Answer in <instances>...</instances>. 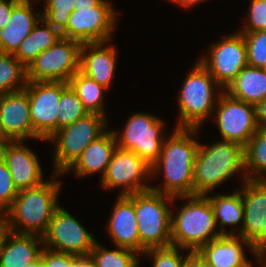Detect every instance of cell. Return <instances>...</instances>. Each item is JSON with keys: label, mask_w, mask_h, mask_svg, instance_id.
Returning <instances> with one entry per match:
<instances>
[{"label": "cell", "mask_w": 266, "mask_h": 267, "mask_svg": "<svg viewBox=\"0 0 266 267\" xmlns=\"http://www.w3.org/2000/svg\"><path fill=\"white\" fill-rule=\"evenodd\" d=\"M248 6V13L245 18L247 25L241 27L239 32L266 31V0H250Z\"/></svg>", "instance_id": "cell-36"}, {"label": "cell", "mask_w": 266, "mask_h": 267, "mask_svg": "<svg viewBox=\"0 0 266 267\" xmlns=\"http://www.w3.org/2000/svg\"><path fill=\"white\" fill-rule=\"evenodd\" d=\"M43 267H73V255L43 248Z\"/></svg>", "instance_id": "cell-38"}, {"label": "cell", "mask_w": 266, "mask_h": 267, "mask_svg": "<svg viewBox=\"0 0 266 267\" xmlns=\"http://www.w3.org/2000/svg\"><path fill=\"white\" fill-rule=\"evenodd\" d=\"M209 48L208 56L202 55L198 61L225 90L242 69L248 65L245 39L242 33L236 31L221 41L212 43Z\"/></svg>", "instance_id": "cell-12"}, {"label": "cell", "mask_w": 266, "mask_h": 267, "mask_svg": "<svg viewBox=\"0 0 266 267\" xmlns=\"http://www.w3.org/2000/svg\"><path fill=\"white\" fill-rule=\"evenodd\" d=\"M3 160L18 191L37 187L45 182L37 154L25 146L23 140L5 141Z\"/></svg>", "instance_id": "cell-18"}, {"label": "cell", "mask_w": 266, "mask_h": 267, "mask_svg": "<svg viewBox=\"0 0 266 267\" xmlns=\"http://www.w3.org/2000/svg\"><path fill=\"white\" fill-rule=\"evenodd\" d=\"M107 117L88 113L71 125L56 131L47 141L55 145L53 173L63 174L81 155L84 149L108 129Z\"/></svg>", "instance_id": "cell-7"}, {"label": "cell", "mask_w": 266, "mask_h": 267, "mask_svg": "<svg viewBox=\"0 0 266 267\" xmlns=\"http://www.w3.org/2000/svg\"><path fill=\"white\" fill-rule=\"evenodd\" d=\"M30 116L34 140H47L57 131V114L62 93V82L27 81Z\"/></svg>", "instance_id": "cell-15"}, {"label": "cell", "mask_w": 266, "mask_h": 267, "mask_svg": "<svg viewBox=\"0 0 266 267\" xmlns=\"http://www.w3.org/2000/svg\"><path fill=\"white\" fill-rule=\"evenodd\" d=\"M176 198H182L183 201L187 199V201L180 205L176 215L172 212V246L197 253L210 241L223 236L207 196L193 195Z\"/></svg>", "instance_id": "cell-4"}, {"label": "cell", "mask_w": 266, "mask_h": 267, "mask_svg": "<svg viewBox=\"0 0 266 267\" xmlns=\"http://www.w3.org/2000/svg\"><path fill=\"white\" fill-rule=\"evenodd\" d=\"M42 246L41 236L15 233L0 225V267H24L41 256Z\"/></svg>", "instance_id": "cell-22"}, {"label": "cell", "mask_w": 266, "mask_h": 267, "mask_svg": "<svg viewBox=\"0 0 266 267\" xmlns=\"http://www.w3.org/2000/svg\"><path fill=\"white\" fill-rule=\"evenodd\" d=\"M18 1L19 0H0V29L7 26L13 11V6Z\"/></svg>", "instance_id": "cell-39"}, {"label": "cell", "mask_w": 266, "mask_h": 267, "mask_svg": "<svg viewBox=\"0 0 266 267\" xmlns=\"http://www.w3.org/2000/svg\"><path fill=\"white\" fill-rule=\"evenodd\" d=\"M116 148L115 135L113 130L109 129L98 139L91 142L63 174L74 169V175L78 178L100 173L102 179Z\"/></svg>", "instance_id": "cell-24"}, {"label": "cell", "mask_w": 266, "mask_h": 267, "mask_svg": "<svg viewBox=\"0 0 266 267\" xmlns=\"http://www.w3.org/2000/svg\"><path fill=\"white\" fill-rule=\"evenodd\" d=\"M239 190L244 207V221L238 236L259 251L266 244V180H246Z\"/></svg>", "instance_id": "cell-16"}, {"label": "cell", "mask_w": 266, "mask_h": 267, "mask_svg": "<svg viewBox=\"0 0 266 267\" xmlns=\"http://www.w3.org/2000/svg\"><path fill=\"white\" fill-rule=\"evenodd\" d=\"M102 0H76L75 7H93L98 5Z\"/></svg>", "instance_id": "cell-44"}, {"label": "cell", "mask_w": 266, "mask_h": 267, "mask_svg": "<svg viewBox=\"0 0 266 267\" xmlns=\"http://www.w3.org/2000/svg\"><path fill=\"white\" fill-rule=\"evenodd\" d=\"M27 68L13 55L0 52V95L23 90Z\"/></svg>", "instance_id": "cell-30"}, {"label": "cell", "mask_w": 266, "mask_h": 267, "mask_svg": "<svg viewBox=\"0 0 266 267\" xmlns=\"http://www.w3.org/2000/svg\"><path fill=\"white\" fill-rule=\"evenodd\" d=\"M256 121L259 128H266V99L255 105Z\"/></svg>", "instance_id": "cell-40"}, {"label": "cell", "mask_w": 266, "mask_h": 267, "mask_svg": "<svg viewBox=\"0 0 266 267\" xmlns=\"http://www.w3.org/2000/svg\"><path fill=\"white\" fill-rule=\"evenodd\" d=\"M109 0H102L93 7H75L69 16L61 36L83 43H99L112 40L117 13Z\"/></svg>", "instance_id": "cell-10"}, {"label": "cell", "mask_w": 266, "mask_h": 267, "mask_svg": "<svg viewBox=\"0 0 266 267\" xmlns=\"http://www.w3.org/2000/svg\"><path fill=\"white\" fill-rule=\"evenodd\" d=\"M213 113L221 140L236 142L245 147L259 129L255 106L231 97L224 90Z\"/></svg>", "instance_id": "cell-11"}, {"label": "cell", "mask_w": 266, "mask_h": 267, "mask_svg": "<svg viewBox=\"0 0 266 267\" xmlns=\"http://www.w3.org/2000/svg\"><path fill=\"white\" fill-rule=\"evenodd\" d=\"M224 91L255 106L266 99V69L246 65Z\"/></svg>", "instance_id": "cell-25"}, {"label": "cell", "mask_w": 266, "mask_h": 267, "mask_svg": "<svg viewBox=\"0 0 266 267\" xmlns=\"http://www.w3.org/2000/svg\"><path fill=\"white\" fill-rule=\"evenodd\" d=\"M117 52L110 41L83 43L80 47L79 71L110 89L117 68Z\"/></svg>", "instance_id": "cell-20"}, {"label": "cell", "mask_w": 266, "mask_h": 267, "mask_svg": "<svg viewBox=\"0 0 266 267\" xmlns=\"http://www.w3.org/2000/svg\"><path fill=\"white\" fill-rule=\"evenodd\" d=\"M211 195L213 196L210 194L206 196L209 198L217 225L220 226L218 227L220 233L222 235H239L244 221V207L240 190L237 189L229 195L215 193H211ZM226 225L233 227L235 225L237 228L227 231Z\"/></svg>", "instance_id": "cell-26"}, {"label": "cell", "mask_w": 266, "mask_h": 267, "mask_svg": "<svg viewBox=\"0 0 266 267\" xmlns=\"http://www.w3.org/2000/svg\"><path fill=\"white\" fill-rule=\"evenodd\" d=\"M4 158V142H0V162L3 161Z\"/></svg>", "instance_id": "cell-46"}, {"label": "cell", "mask_w": 266, "mask_h": 267, "mask_svg": "<svg viewBox=\"0 0 266 267\" xmlns=\"http://www.w3.org/2000/svg\"><path fill=\"white\" fill-rule=\"evenodd\" d=\"M73 267H97V265L90 255H73Z\"/></svg>", "instance_id": "cell-41"}, {"label": "cell", "mask_w": 266, "mask_h": 267, "mask_svg": "<svg viewBox=\"0 0 266 267\" xmlns=\"http://www.w3.org/2000/svg\"><path fill=\"white\" fill-rule=\"evenodd\" d=\"M81 43L61 37L27 67V81L66 82L79 71Z\"/></svg>", "instance_id": "cell-9"}, {"label": "cell", "mask_w": 266, "mask_h": 267, "mask_svg": "<svg viewBox=\"0 0 266 267\" xmlns=\"http://www.w3.org/2000/svg\"><path fill=\"white\" fill-rule=\"evenodd\" d=\"M245 267H253V265L251 264V262L248 264V265H246Z\"/></svg>", "instance_id": "cell-49"}, {"label": "cell", "mask_w": 266, "mask_h": 267, "mask_svg": "<svg viewBox=\"0 0 266 267\" xmlns=\"http://www.w3.org/2000/svg\"><path fill=\"white\" fill-rule=\"evenodd\" d=\"M244 158L247 180H266V128H259L250 138Z\"/></svg>", "instance_id": "cell-29"}, {"label": "cell", "mask_w": 266, "mask_h": 267, "mask_svg": "<svg viewBox=\"0 0 266 267\" xmlns=\"http://www.w3.org/2000/svg\"><path fill=\"white\" fill-rule=\"evenodd\" d=\"M242 170L240 178L243 183L247 176L242 145L224 140L209 146L200 142L193 169L194 195L214 193L216 187Z\"/></svg>", "instance_id": "cell-3"}, {"label": "cell", "mask_w": 266, "mask_h": 267, "mask_svg": "<svg viewBox=\"0 0 266 267\" xmlns=\"http://www.w3.org/2000/svg\"><path fill=\"white\" fill-rule=\"evenodd\" d=\"M198 267H209L204 261H202L199 255H198Z\"/></svg>", "instance_id": "cell-47"}, {"label": "cell", "mask_w": 266, "mask_h": 267, "mask_svg": "<svg viewBox=\"0 0 266 267\" xmlns=\"http://www.w3.org/2000/svg\"><path fill=\"white\" fill-rule=\"evenodd\" d=\"M61 37V33L42 18L13 55L27 68L40 53L54 45Z\"/></svg>", "instance_id": "cell-27"}, {"label": "cell", "mask_w": 266, "mask_h": 267, "mask_svg": "<svg viewBox=\"0 0 266 267\" xmlns=\"http://www.w3.org/2000/svg\"><path fill=\"white\" fill-rule=\"evenodd\" d=\"M146 180H152L151 166L134 152L116 148L100 185L109 190L120 188L121 196L151 189Z\"/></svg>", "instance_id": "cell-14"}, {"label": "cell", "mask_w": 266, "mask_h": 267, "mask_svg": "<svg viewBox=\"0 0 266 267\" xmlns=\"http://www.w3.org/2000/svg\"><path fill=\"white\" fill-rule=\"evenodd\" d=\"M32 2L35 4L34 0H19L13 6L7 26L0 29V52L14 54L20 43L42 19L41 11H33Z\"/></svg>", "instance_id": "cell-23"}, {"label": "cell", "mask_w": 266, "mask_h": 267, "mask_svg": "<svg viewBox=\"0 0 266 267\" xmlns=\"http://www.w3.org/2000/svg\"><path fill=\"white\" fill-rule=\"evenodd\" d=\"M24 267H43L42 253H41V256L38 259H36L35 261H33L31 263H28Z\"/></svg>", "instance_id": "cell-45"}, {"label": "cell", "mask_w": 266, "mask_h": 267, "mask_svg": "<svg viewBox=\"0 0 266 267\" xmlns=\"http://www.w3.org/2000/svg\"><path fill=\"white\" fill-rule=\"evenodd\" d=\"M5 141H8V140L3 136V133L1 131V126H0V142H5Z\"/></svg>", "instance_id": "cell-48"}, {"label": "cell", "mask_w": 266, "mask_h": 267, "mask_svg": "<svg viewBox=\"0 0 266 267\" xmlns=\"http://www.w3.org/2000/svg\"><path fill=\"white\" fill-rule=\"evenodd\" d=\"M58 110L57 131L88 114L76 92L66 82H62V93Z\"/></svg>", "instance_id": "cell-32"}, {"label": "cell", "mask_w": 266, "mask_h": 267, "mask_svg": "<svg viewBox=\"0 0 266 267\" xmlns=\"http://www.w3.org/2000/svg\"><path fill=\"white\" fill-rule=\"evenodd\" d=\"M68 84L76 92L88 113H97L107 117L104 108V92L108 89L105 86L98 84L80 71L69 79Z\"/></svg>", "instance_id": "cell-28"}, {"label": "cell", "mask_w": 266, "mask_h": 267, "mask_svg": "<svg viewBox=\"0 0 266 267\" xmlns=\"http://www.w3.org/2000/svg\"><path fill=\"white\" fill-rule=\"evenodd\" d=\"M42 239L43 247L75 256L89 255L96 243L94 235L61 206L54 211Z\"/></svg>", "instance_id": "cell-13"}, {"label": "cell", "mask_w": 266, "mask_h": 267, "mask_svg": "<svg viewBox=\"0 0 266 267\" xmlns=\"http://www.w3.org/2000/svg\"><path fill=\"white\" fill-rule=\"evenodd\" d=\"M223 90L209 71L197 61L182 83L178 95L180 118L175 128L200 129L205 120L213 115Z\"/></svg>", "instance_id": "cell-5"}, {"label": "cell", "mask_w": 266, "mask_h": 267, "mask_svg": "<svg viewBox=\"0 0 266 267\" xmlns=\"http://www.w3.org/2000/svg\"><path fill=\"white\" fill-rule=\"evenodd\" d=\"M62 175L53 173L51 180L37 187L19 190L10 207L0 217V225L15 233L42 237L54 211L60 206L57 200L61 181L58 178Z\"/></svg>", "instance_id": "cell-2"}, {"label": "cell", "mask_w": 266, "mask_h": 267, "mask_svg": "<svg viewBox=\"0 0 266 267\" xmlns=\"http://www.w3.org/2000/svg\"><path fill=\"white\" fill-rule=\"evenodd\" d=\"M167 1L169 2L171 1V3L173 2L175 5L180 6V8L183 7L184 9H186L201 4V2H205L206 0H167Z\"/></svg>", "instance_id": "cell-42"}, {"label": "cell", "mask_w": 266, "mask_h": 267, "mask_svg": "<svg viewBox=\"0 0 266 267\" xmlns=\"http://www.w3.org/2000/svg\"><path fill=\"white\" fill-rule=\"evenodd\" d=\"M244 246L253 256L258 250L238 235H223L203 246L197 254L209 267H245L250 263L245 256Z\"/></svg>", "instance_id": "cell-21"}, {"label": "cell", "mask_w": 266, "mask_h": 267, "mask_svg": "<svg viewBox=\"0 0 266 267\" xmlns=\"http://www.w3.org/2000/svg\"><path fill=\"white\" fill-rule=\"evenodd\" d=\"M185 249L180 247L151 248L146 250L143 255L153 257L152 267H181L182 262L192 253L186 250V255L181 254Z\"/></svg>", "instance_id": "cell-35"}, {"label": "cell", "mask_w": 266, "mask_h": 267, "mask_svg": "<svg viewBox=\"0 0 266 267\" xmlns=\"http://www.w3.org/2000/svg\"><path fill=\"white\" fill-rule=\"evenodd\" d=\"M181 267H198V254L191 253L183 262Z\"/></svg>", "instance_id": "cell-43"}, {"label": "cell", "mask_w": 266, "mask_h": 267, "mask_svg": "<svg viewBox=\"0 0 266 267\" xmlns=\"http://www.w3.org/2000/svg\"><path fill=\"white\" fill-rule=\"evenodd\" d=\"M106 229L115 247L134 250L140 254V240L135 214V193L118 195L112 207Z\"/></svg>", "instance_id": "cell-19"}, {"label": "cell", "mask_w": 266, "mask_h": 267, "mask_svg": "<svg viewBox=\"0 0 266 267\" xmlns=\"http://www.w3.org/2000/svg\"><path fill=\"white\" fill-rule=\"evenodd\" d=\"M0 126L8 141L34 140L29 97L25 89L0 95Z\"/></svg>", "instance_id": "cell-17"}, {"label": "cell", "mask_w": 266, "mask_h": 267, "mask_svg": "<svg viewBox=\"0 0 266 267\" xmlns=\"http://www.w3.org/2000/svg\"><path fill=\"white\" fill-rule=\"evenodd\" d=\"M17 194L18 190L14 186L9 168L3 160L0 162V217L10 207Z\"/></svg>", "instance_id": "cell-37"}, {"label": "cell", "mask_w": 266, "mask_h": 267, "mask_svg": "<svg viewBox=\"0 0 266 267\" xmlns=\"http://www.w3.org/2000/svg\"><path fill=\"white\" fill-rule=\"evenodd\" d=\"M247 49L248 65L266 69V31L242 33Z\"/></svg>", "instance_id": "cell-34"}, {"label": "cell", "mask_w": 266, "mask_h": 267, "mask_svg": "<svg viewBox=\"0 0 266 267\" xmlns=\"http://www.w3.org/2000/svg\"><path fill=\"white\" fill-rule=\"evenodd\" d=\"M199 130L174 128L164 139L159 158L151 166V178L162 172L163 182L161 186L151 185L152 190L174 198L194 195L193 169L200 145L195 136Z\"/></svg>", "instance_id": "cell-1"}, {"label": "cell", "mask_w": 266, "mask_h": 267, "mask_svg": "<svg viewBox=\"0 0 266 267\" xmlns=\"http://www.w3.org/2000/svg\"><path fill=\"white\" fill-rule=\"evenodd\" d=\"M165 121L148 113L134 112L123 131L113 130L117 148L134 152L152 166L159 158L165 139Z\"/></svg>", "instance_id": "cell-8"}, {"label": "cell", "mask_w": 266, "mask_h": 267, "mask_svg": "<svg viewBox=\"0 0 266 267\" xmlns=\"http://www.w3.org/2000/svg\"><path fill=\"white\" fill-rule=\"evenodd\" d=\"M76 0H44L42 18L60 33L66 28Z\"/></svg>", "instance_id": "cell-33"}, {"label": "cell", "mask_w": 266, "mask_h": 267, "mask_svg": "<svg viewBox=\"0 0 266 267\" xmlns=\"http://www.w3.org/2000/svg\"><path fill=\"white\" fill-rule=\"evenodd\" d=\"M176 199L152 189L135 193L141 255L151 248L172 246V205L169 204L175 203Z\"/></svg>", "instance_id": "cell-6"}, {"label": "cell", "mask_w": 266, "mask_h": 267, "mask_svg": "<svg viewBox=\"0 0 266 267\" xmlns=\"http://www.w3.org/2000/svg\"><path fill=\"white\" fill-rule=\"evenodd\" d=\"M117 248V249H116ZM109 250L102 247L98 241L94 244L89 255L95 261L97 267H138L140 254L134 250L116 247Z\"/></svg>", "instance_id": "cell-31"}]
</instances>
